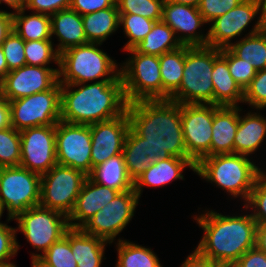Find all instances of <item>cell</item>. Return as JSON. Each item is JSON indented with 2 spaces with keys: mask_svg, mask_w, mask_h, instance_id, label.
<instances>
[{
  "mask_svg": "<svg viewBox=\"0 0 266 267\" xmlns=\"http://www.w3.org/2000/svg\"><path fill=\"white\" fill-rule=\"evenodd\" d=\"M130 127L142 137V150L154 162L170 157L191 158L186 151L181 104L170 99L127 104Z\"/></svg>",
  "mask_w": 266,
  "mask_h": 267,
  "instance_id": "cell-1",
  "label": "cell"
},
{
  "mask_svg": "<svg viewBox=\"0 0 266 267\" xmlns=\"http://www.w3.org/2000/svg\"><path fill=\"white\" fill-rule=\"evenodd\" d=\"M192 219L203 230L195 249L221 267H232L249 249L255 247L257 222L243 206L242 213L222 214L205 208ZM210 209V210H209Z\"/></svg>",
  "mask_w": 266,
  "mask_h": 267,
  "instance_id": "cell-2",
  "label": "cell"
},
{
  "mask_svg": "<svg viewBox=\"0 0 266 267\" xmlns=\"http://www.w3.org/2000/svg\"><path fill=\"white\" fill-rule=\"evenodd\" d=\"M61 120L91 125L123 115L127 104L121 76L114 81L60 84Z\"/></svg>",
  "mask_w": 266,
  "mask_h": 267,
  "instance_id": "cell-3",
  "label": "cell"
},
{
  "mask_svg": "<svg viewBox=\"0 0 266 267\" xmlns=\"http://www.w3.org/2000/svg\"><path fill=\"white\" fill-rule=\"evenodd\" d=\"M260 167V162L256 164L254 158L246 155L218 154L201 158L196 163L195 174L227 193L228 199H238L244 204L266 166L263 163Z\"/></svg>",
  "mask_w": 266,
  "mask_h": 267,
  "instance_id": "cell-4",
  "label": "cell"
},
{
  "mask_svg": "<svg viewBox=\"0 0 266 267\" xmlns=\"http://www.w3.org/2000/svg\"><path fill=\"white\" fill-rule=\"evenodd\" d=\"M101 45L88 42L60 53L59 83L81 84L118 79L120 62L100 49Z\"/></svg>",
  "mask_w": 266,
  "mask_h": 267,
  "instance_id": "cell-5",
  "label": "cell"
},
{
  "mask_svg": "<svg viewBox=\"0 0 266 267\" xmlns=\"http://www.w3.org/2000/svg\"><path fill=\"white\" fill-rule=\"evenodd\" d=\"M221 49L186 45L183 78L170 100L179 104H213L212 71Z\"/></svg>",
  "mask_w": 266,
  "mask_h": 267,
  "instance_id": "cell-6",
  "label": "cell"
},
{
  "mask_svg": "<svg viewBox=\"0 0 266 267\" xmlns=\"http://www.w3.org/2000/svg\"><path fill=\"white\" fill-rule=\"evenodd\" d=\"M125 61L120 63L126 101L162 99V79L159 56L136 52L133 48Z\"/></svg>",
  "mask_w": 266,
  "mask_h": 267,
  "instance_id": "cell-7",
  "label": "cell"
},
{
  "mask_svg": "<svg viewBox=\"0 0 266 267\" xmlns=\"http://www.w3.org/2000/svg\"><path fill=\"white\" fill-rule=\"evenodd\" d=\"M13 221L17 224L16 232L23 234L35 250L30 252V257H40L70 228L67 216L40 205L27 209Z\"/></svg>",
  "mask_w": 266,
  "mask_h": 267,
  "instance_id": "cell-8",
  "label": "cell"
},
{
  "mask_svg": "<svg viewBox=\"0 0 266 267\" xmlns=\"http://www.w3.org/2000/svg\"><path fill=\"white\" fill-rule=\"evenodd\" d=\"M41 175L21 166L0 167V208L7 219L40 203Z\"/></svg>",
  "mask_w": 266,
  "mask_h": 267,
  "instance_id": "cell-9",
  "label": "cell"
},
{
  "mask_svg": "<svg viewBox=\"0 0 266 267\" xmlns=\"http://www.w3.org/2000/svg\"><path fill=\"white\" fill-rule=\"evenodd\" d=\"M11 127L27 128L56 125L61 120L59 81L49 90L9 101Z\"/></svg>",
  "mask_w": 266,
  "mask_h": 267,
  "instance_id": "cell-10",
  "label": "cell"
},
{
  "mask_svg": "<svg viewBox=\"0 0 266 267\" xmlns=\"http://www.w3.org/2000/svg\"><path fill=\"white\" fill-rule=\"evenodd\" d=\"M139 202L140 199L134 189L119 192L113 200L98 210L81 229L85 233L101 238L110 244L115 243L116 240L117 242L124 240L119 235L131 223Z\"/></svg>",
  "mask_w": 266,
  "mask_h": 267,
  "instance_id": "cell-11",
  "label": "cell"
},
{
  "mask_svg": "<svg viewBox=\"0 0 266 267\" xmlns=\"http://www.w3.org/2000/svg\"><path fill=\"white\" fill-rule=\"evenodd\" d=\"M86 178L82 171L56 164L41 176L39 205L69 217Z\"/></svg>",
  "mask_w": 266,
  "mask_h": 267,
  "instance_id": "cell-12",
  "label": "cell"
},
{
  "mask_svg": "<svg viewBox=\"0 0 266 267\" xmlns=\"http://www.w3.org/2000/svg\"><path fill=\"white\" fill-rule=\"evenodd\" d=\"M254 20L252 28L246 30ZM259 20L258 0H243L237 7L208 24L207 46L219 49L228 48L233 41L262 31Z\"/></svg>",
  "mask_w": 266,
  "mask_h": 267,
  "instance_id": "cell-13",
  "label": "cell"
},
{
  "mask_svg": "<svg viewBox=\"0 0 266 267\" xmlns=\"http://www.w3.org/2000/svg\"><path fill=\"white\" fill-rule=\"evenodd\" d=\"M57 164L91 173V125L60 120L56 124Z\"/></svg>",
  "mask_w": 266,
  "mask_h": 267,
  "instance_id": "cell-14",
  "label": "cell"
},
{
  "mask_svg": "<svg viewBox=\"0 0 266 267\" xmlns=\"http://www.w3.org/2000/svg\"><path fill=\"white\" fill-rule=\"evenodd\" d=\"M214 104H181V121L187 154L197 163L210 156Z\"/></svg>",
  "mask_w": 266,
  "mask_h": 267,
  "instance_id": "cell-15",
  "label": "cell"
},
{
  "mask_svg": "<svg viewBox=\"0 0 266 267\" xmlns=\"http://www.w3.org/2000/svg\"><path fill=\"white\" fill-rule=\"evenodd\" d=\"M20 136L21 167L42 176L57 164L56 125L27 128Z\"/></svg>",
  "mask_w": 266,
  "mask_h": 267,
  "instance_id": "cell-16",
  "label": "cell"
},
{
  "mask_svg": "<svg viewBox=\"0 0 266 267\" xmlns=\"http://www.w3.org/2000/svg\"><path fill=\"white\" fill-rule=\"evenodd\" d=\"M24 65L3 78L2 95L16 100L51 89L59 81V67Z\"/></svg>",
  "mask_w": 266,
  "mask_h": 267,
  "instance_id": "cell-17",
  "label": "cell"
},
{
  "mask_svg": "<svg viewBox=\"0 0 266 267\" xmlns=\"http://www.w3.org/2000/svg\"><path fill=\"white\" fill-rule=\"evenodd\" d=\"M162 21L174 32L182 45L207 46L208 25L198 7L164 1ZM205 25V26H204ZM204 27V28H202ZM206 33V34H205Z\"/></svg>",
  "mask_w": 266,
  "mask_h": 267,
  "instance_id": "cell-18",
  "label": "cell"
},
{
  "mask_svg": "<svg viewBox=\"0 0 266 267\" xmlns=\"http://www.w3.org/2000/svg\"><path fill=\"white\" fill-rule=\"evenodd\" d=\"M129 129L127 111L113 119L91 124V171L107 159L122 154Z\"/></svg>",
  "mask_w": 266,
  "mask_h": 267,
  "instance_id": "cell-19",
  "label": "cell"
},
{
  "mask_svg": "<svg viewBox=\"0 0 266 267\" xmlns=\"http://www.w3.org/2000/svg\"><path fill=\"white\" fill-rule=\"evenodd\" d=\"M186 168L195 173L196 162L192 158L178 157L156 160L134 181V191L140 199L145 186L147 188H163L173 181H184L183 172L186 171Z\"/></svg>",
  "mask_w": 266,
  "mask_h": 267,
  "instance_id": "cell-20",
  "label": "cell"
},
{
  "mask_svg": "<svg viewBox=\"0 0 266 267\" xmlns=\"http://www.w3.org/2000/svg\"><path fill=\"white\" fill-rule=\"evenodd\" d=\"M246 111L239 106V124L234 138V153L255 159L258 156L256 155L257 151L259 153L263 148L264 140L266 142V116L261 113L265 110L250 109Z\"/></svg>",
  "mask_w": 266,
  "mask_h": 267,
  "instance_id": "cell-21",
  "label": "cell"
},
{
  "mask_svg": "<svg viewBox=\"0 0 266 267\" xmlns=\"http://www.w3.org/2000/svg\"><path fill=\"white\" fill-rule=\"evenodd\" d=\"M118 193L119 191L99 185L87 176L77 196L74 209L68 217L69 226L81 228Z\"/></svg>",
  "mask_w": 266,
  "mask_h": 267,
  "instance_id": "cell-22",
  "label": "cell"
},
{
  "mask_svg": "<svg viewBox=\"0 0 266 267\" xmlns=\"http://www.w3.org/2000/svg\"><path fill=\"white\" fill-rule=\"evenodd\" d=\"M238 124L239 106L214 105L210 156L234 153Z\"/></svg>",
  "mask_w": 266,
  "mask_h": 267,
  "instance_id": "cell-23",
  "label": "cell"
},
{
  "mask_svg": "<svg viewBox=\"0 0 266 267\" xmlns=\"http://www.w3.org/2000/svg\"><path fill=\"white\" fill-rule=\"evenodd\" d=\"M58 53L88 43L83 27L82 16L69 9L57 11L51 15V39Z\"/></svg>",
  "mask_w": 266,
  "mask_h": 267,
  "instance_id": "cell-24",
  "label": "cell"
},
{
  "mask_svg": "<svg viewBox=\"0 0 266 267\" xmlns=\"http://www.w3.org/2000/svg\"><path fill=\"white\" fill-rule=\"evenodd\" d=\"M69 242L77 267H102L106 246L112 244L85 233L81 228H69Z\"/></svg>",
  "mask_w": 266,
  "mask_h": 267,
  "instance_id": "cell-25",
  "label": "cell"
},
{
  "mask_svg": "<svg viewBox=\"0 0 266 267\" xmlns=\"http://www.w3.org/2000/svg\"><path fill=\"white\" fill-rule=\"evenodd\" d=\"M211 76L214 86V105L242 106L244 91L231 76L228 68V61L222 55L214 61Z\"/></svg>",
  "mask_w": 266,
  "mask_h": 267,
  "instance_id": "cell-26",
  "label": "cell"
},
{
  "mask_svg": "<svg viewBox=\"0 0 266 267\" xmlns=\"http://www.w3.org/2000/svg\"><path fill=\"white\" fill-rule=\"evenodd\" d=\"M88 177L99 185L119 192L134 189V182L128 175L123 153L92 168Z\"/></svg>",
  "mask_w": 266,
  "mask_h": 267,
  "instance_id": "cell-27",
  "label": "cell"
},
{
  "mask_svg": "<svg viewBox=\"0 0 266 267\" xmlns=\"http://www.w3.org/2000/svg\"><path fill=\"white\" fill-rule=\"evenodd\" d=\"M82 19L86 39L91 43L103 44L120 29V14L116 5L85 14Z\"/></svg>",
  "mask_w": 266,
  "mask_h": 267,
  "instance_id": "cell-28",
  "label": "cell"
},
{
  "mask_svg": "<svg viewBox=\"0 0 266 267\" xmlns=\"http://www.w3.org/2000/svg\"><path fill=\"white\" fill-rule=\"evenodd\" d=\"M12 15L13 30L24 41L52 40L50 15L26 11L25 8L12 12Z\"/></svg>",
  "mask_w": 266,
  "mask_h": 267,
  "instance_id": "cell-29",
  "label": "cell"
},
{
  "mask_svg": "<svg viewBox=\"0 0 266 267\" xmlns=\"http://www.w3.org/2000/svg\"><path fill=\"white\" fill-rule=\"evenodd\" d=\"M181 46L175 32L161 20L154 23L151 31L133 49L138 53L161 56Z\"/></svg>",
  "mask_w": 266,
  "mask_h": 267,
  "instance_id": "cell-30",
  "label": "cell"
},
{
  "mask_svg": "<svg viewBox=\"0 0 266 267\" xmlns=\"http://www.w3.org/2000/svg\"><path fill=\"white\" fill-rule=\"evenodd\" d=\"M186 55V45L159 56L160 75L162 79V99L170 96L179 88Z\"/></svg>",
  "mask_w": 266,
  "mask_h": 267,
  "instance_id": "cell-31",
  "label": "cell"
},
{
  "mask_svg": "<svg viewBox=\"0 0 266 267\" xmlns=\"http://www.w3.org/2000/svg\"><path fill=\"white\" fill-rule=\"evenodd\" d=\"M114 244L117 251L115 267H163L160 258L150 247L127 239Z\"/></svg>",
  "mask_w": 266,
  "mask_h": 267,
  "instance_id": "cell-32",
  "label": "cell"
},
{
  "mask_svg": "<svg viewBox=\"0 0 266 267\" xmlns=\"http://www.w3.org/2000/svg\"><path fill=\"white\" fill-rule=\"evenodd\" d=\"M228 49L238 58L258 70L266 68V32L243 37L231 44Z\"/></svg>",
  "mask_w": 266,
  "mask_h": 267,
  "instance_id": "cell-33",
  "label": "cell"
},
{
  "mask_svg": "<svg viewBox=\"0 0 266 267\" xmlns=\"http://www.w3.org/2000/svg\"><path fill=\"white\" fill-rule=\"evenodd\" d=\"M122 153L128 175L133 182L154 163L142 150V137L131 127L127 133Z\"/></svg>",
  "mask_w": 266,
  "mask_h": 267,
  "instance_id": "cell-34",
  "label": "cell"
},
{
  "mask_svg": "<svg viewBox=\"0 0 266 267\" xmlns=\"http://www.w3.org/2000/svg\"><path fill=\"white\" fill-rule=\"evenodd\" d=\"M24 54L26 65L59 67L60 54L55 48L52 40L25 41Z\"/></svg>",
  "mask_w": 266,
  "mask_h": 267,
  "instance_id": "cell-35",
  "label": "cell"
},
{
  "mask_svg": "<svg viewBox=\"0 0 266 267\" xmlns=\"http://www.w3.org/2000/svg\"><path fill=\"white\" fill-rule=\"evenodd\" d=\"M156 21L147 19L140 15L135 14H120L119 26L124 32V36L128 38L127 42L124 43L123 52L132 49L145 36L151 31Z\"/></svg>",
  "mask_w": 266,
  "mask_h": 267,
  "instance_id": "cell-36",
  "label": "cell"
},
{
  "mask_svg": "<svg viewBox=\"0 0 266 267\" xmlns=\"http://www.w3.org/2000/svg\"><path fill=\"white\" fill-rule=\"evenodd\" d=\"M21 136L13 127L0 130V167L20 166Z\"/></svg>",
  "mask_w": 266,
  "mask_h": 267,
  "instance_id": "cell-37",
  "label": "cell"
},
{
  "mask_svg": "<svg viewBox=\"0 0 266 267\" xmlns=\"http://www.w3.org/2000/svg\"><path fill=\"white\" fill-rule=\"evenodd\" d=\"M165 0H116L119 14H135L156 22L162 20Z\"/></svg>",
  "mask_w": 266,
  "mask_h": 267,
  "instance_id": "cell-38",
  "label": "cell"
},
{
  "mask_svg": "<svg viewBox=\"0 0 266 267\" xmlns=\"http://www.w3.org/2000/svg\"><path fill=\"white\" fill-rule=\"evenodd\" d=\"M243 206L251 213L257 224H266V169L256 179Z\"/></svg>",
  "mask_w": 266,
  "mask_h": 267,
  "instance_id": "cell-39",
  "label": "cell"
},
{
  "mask_svg": "<svg viewBox=\"0 0 266 267\" xmlns=\"http://www.w3.org/2000/svg\"><path fill=\"white\" fill-rule=\"evenodd\" d=\"M41 257L52 267H77L69 242V229Z\"/></svg>",
  "mask_w": 266,
  "mask_h": 267,
  "instance_id": "cell-40",
  "label": "cell"
},
{
  "mask_svg": "<svg viewBox=\"0 0 266 267\" xmlns=\"http://www.w3.org/2000/svg\"><path fill=\"white\" fill-rule=\"evenodd\" d=\"M221 55L228 61L231 76L245 91L255 77L257 70L252 64H248L245 60L236 57L228 48H222Z\"/></svg>",
  "mask_w": 266,
  "mask_h": 267,
  "instance_id": "cell-41",
  "label": "cell"
},
{
  "mask_svg": "<svg viewBox=\"0 0 266 267\" xmlns=\"http://www.w3.org/2000/svg\"><path fill=\"white\" fill-rule=\"evenodd\" d=\"M12 219H7L3 222L0 220V265L14 263V257L20 250V243H18L16 227L8 225Z\"/></svg>",
  "mask_w": 266,
  "mask_h": 267,
  "instance_id": "cell-42",
  "label": "cell"
},
{
  "mask_svg": "<svg viewBox=\"0 0 266 267\" xmlns=\"http://www.w3.org/2000/svg\"><path fill=\"white\" fill-rule=\"evenodd\" d=\"M251 109L266 110V68L258 70L250 85L244 91L243 105Z\"/></svg>",
  "mask_w": 266,
  "mask_h": 267,
  "instance_id": "cell-43",
  "label": "cell"
},
{
  "mask_svg": "<svg viewBox=\"0 0 266 267\" xmlns=\"http://www.w3.org/2000/svg\"><path fill=\"white\" fill-rule=\"evenodd\" d=\"M1 46L9 71L26 65L25 41L14 30L6 37Z\"/></svg>",
  "mask_w": 266,
  "mask_h": 267,
  "instance_id": "cell-44",
  "label": "cell"
},
{
  "mask_svg": "<svg viewBox=\"0 0 266 267\" xmlns=\"http://www.w3.org/2000/svg\"><path fill=\"white\" fill-rule=\"evenodd\" d=\"M243 0H200L198 10L204 21L209 24L215 18L237 7Z\"/></svg>",
  "mask_w": 266,
  "mask_h": 267,
  "instance_id": "cell-45",
  "label": "cell"
},
{
  "mask_svg": "<svg viewBox=\"0 0 266 267\" xmlns=\"http://www.w3.org/2000/svg\"><path fill=\"white\" fill-rule=\"evenodd\" d=\"M71 0H26L25 9L31 12L47 15L57 11L69 9Z\"/></svg>",
  "mask_w": 266,
  "mask_h": 267,
  "instance_id": "cell-46",
  "label": "cell"
},
{
  "mask_svg": "<svg viewBox=\"0 0 266 267\" xmlns=\"http://www.w3.org/2000/svg\"><path fill=\"white\" fill-rule=\"evenodd\" d=\"M116 5V0H71L70 9L81 16Z\"/></svg>",
  "mask_w": 266,
  "mask_h": 267,
  "instance_id": "cell-47",
  "label": "cell"
},
{
  "mask_svg": "<svg viewBox=\"0 0 266 267\" xmlns=\"http://www.w3.org/2000/svg\"><path fill=\"white\" fill-rule=\"evenodd\" d=\"M232 267H266V252L255 246L245 252Z\"/></svg>",
  "mask_w": 266,
  "mask_h": 267,
  "instance_id": "cell-48",
  "label": "cell"
},
{
  "mask_svg": "<svg viewBox=\"0 0 266 267\" xmlns=\"http://www.w3.org/2000/svg\"><path fill=\"white\" fill-rule=\"evenodd\" d=\"M191 252L186 256V259L181 263L180 267H221L208 257L200 254L195 248Z\"/></svg>",
  "mask_w": 266,
  "mask_h": 267,
  "instance_id": "cell-49",
  "label": "cell"
},
{
  "mask_svg": "<svg viewBox=\"0 0 266 267\" xmlns=\"http://www.w3.org/2000/svg\"><path fill=\"white\" fill-rule=\"evenodd\" d=\"M13 30V15L8 9H0V45Z\"/></svg>",
  "mask_w": 266,
  "mask_h": 267,
  "instance_id": "cell-50",
  "label": "cell"
},
{
  "mask_svg": "<svg viewBox=\"0 0 266 267\" xmlns=\"http://www.w3.org/2000/svg\"><path fill=\"white\" fill-rule=\"evenodd\" d=\"M11 126L9 101L0 95V130Z\"/></svg>",
  "mask_w": 266,
  "mask_h": 267,
  "instance_id": "cell-51",
  "label": "cell"
},
{
  "mask_svg": "<svg viewBox=\"0 0 266 267\" xmlns=\"http://www.w3.org/2000/svg\"><path fill=\"white\" fill-rule=\"evenodd\" d=\"M255 246L266 252V224H257Z\"/></svg>",
  "mask_w": 266,
  "mask_h": 267,
  "instance_id": "cell-52",
  "label": "cell"
},
{
  "mask_svg": "<svg viewBox=\"0 0 266 267\" xmlns=\"http://www.w3.org/2000/svg\"><path fill=\"white\" fill-rule=\"evenodd\" d=\"M0 4L8 6L11 12L23 9L26 4V0H0Z\"/></svg>",
  "mask_w": 266,
  "mask_h": 267,
  "instance_id": "cell-53",
  "label": "cell"
},
{
  "mask_svg": "<svg viewBox=\"0 0 266 267\" xmlns=\"http://www.w3.org/2000/svg\"><path fill=\"white\" fill-rule=\"evenodd\" d=\"M259 2V14H260V26L263 32H266V0H258Z\"/></svg>",
  "mask_w": 266,
  "mask_h": 267,
  "instance_id": "cell-54",
  "label": "cell"
},
{
  "mask_svg": "<svg viewBox=\"0 0 266 267\" xmlns=\"http://www.w3.org/2000/svg\"><path fill=\"white\" fill-rule=\"evenodd\" d=\"M8 72V65L4 56L2 46L0 45V77L4 78Z\"/></svg>",
  "mask_w": 266,
  "mask_h": 267,
  "instance_id": "cell-55",
  "label": "cell"
},
{
  "mask_svg": "<svg viewBox=\"0 0 266 267\" xmlns=\"http://www.w3.org/2000/svg\"><path fill=\"white\" fill-rule=\"evenodd\" d=\"M31 267H52L41 256H31Z\"/></svg>",
  "mask_w": 266,
  "mask_h": 267,
  "instance_id": "cell-56",
  "label": "cell"
},
{
  "mask_svg": "<svg viewBox=\"0 0 266 267\" xmlns=\"http://www.w3.org/2000/svg\"><path fill=\"white\" fill-rule=\"evenodd\" d=\"M177 4H185L193 7H198L200 0H166Z\"/></svg>",
  "mask_w": 266,
  "mask_h": 267,
  "instance_id": "cell-57",
  "label": "cell"
},
{
  "mask_svg": "<svg viewBox=\"0 0 266 267\" xmlns=\"http://www.w3.org/2000/svg\"><path fill=\"white\" fill-rule=\"evenodd\" d=\"M0 267H18L16 266V263L6 264V265H0Z\"/></svg>",
  "mask_w": 266,
  "mask_h": 267,
  "instance_id": "cell-58",
  "label": "cell"
},
{
  "mask_svg": "<svg viewBox=\"0 0 266 267\" xmlns=\"http://www.w3.org/2000/svg\"><path fill=\"white\" fill-rule=\"evenodd\" d=\"M2 91H3V78L0 77V95H2Z\"/></svg>",
  "mask_w": 266,
  "mask_h": 267,
  "instance_id": "cell-59",
  "label": "cell"
},
{
  "mask_svg": "<svg viewBox=\"0 0 266 267\" xmlns=\"http://www.w3.org/2000/svg\"><path fill=\"white\" fill-rule=\"evenodd\" d=\"M2 216H4V215H3V212H2V210L0 208V220L2 219Z\"/></svg>",
  "mask_w": 266,
  "mask_h": 267,
  "instance_id": "cell-60",
  "label": "cell"
}]
</instances>
